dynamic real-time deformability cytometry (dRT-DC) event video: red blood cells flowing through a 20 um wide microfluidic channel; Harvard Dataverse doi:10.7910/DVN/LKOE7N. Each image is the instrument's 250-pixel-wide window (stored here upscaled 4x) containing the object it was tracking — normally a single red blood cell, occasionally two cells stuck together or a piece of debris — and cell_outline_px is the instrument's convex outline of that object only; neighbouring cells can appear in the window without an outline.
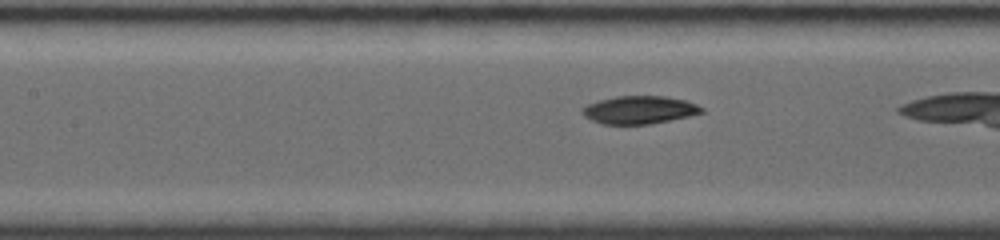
{"species": "common noctule bat (a hibernating species)", "species_latin": "Nyctalus noctula", "temperature_condition": "room temperature", "stored_images_in_passage": 24, "camera_frame_rate_fps": 4000, "um_per_image_px": 0.085, "animal": {"sex": "female", "body_mass_g": 19.0, "forearm_length_mm": 56.7}, "frame": {"image": 1, "passage_image": 8, "time_ms": 2.25, "image_size_px": [1000, 240], "cell_outline_px": [[704, 112], [688, 116], [648, 124], [604, 124], [592, 120], [584, 116], [580, 112], [580, 108], [588, 104], [600, 100], [616, 96], [664, 96], [684, 100], [696, 104], [704, 108]], "centroid_in_image_um": [54.31, 9.33], "position_along_channel_um": 153.1, "area_um2": 19.25}}
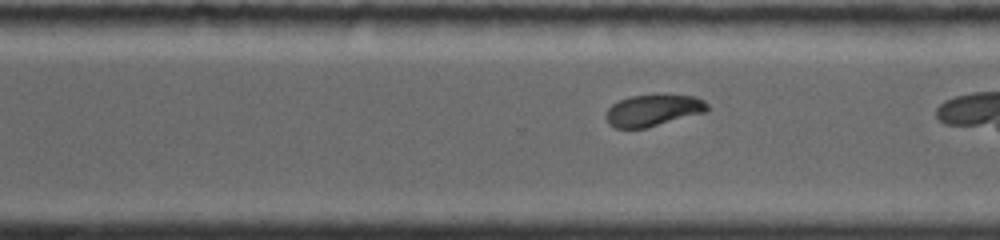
{"frame": {"image": 2, "passage_image": 21, "time_ms": 6.5, "image_size_px": [1000, 240], "cell_outline_px": [[708, 112], [644, 128], [616, 128], [608, 124], [604, 116], [608, 108], [612, 104], [620, 100], [632, 96], [692, 96], [704, 100], [708, 104]], "centroid_in_image_um": [55.5, 9.4], "position_along_channel_um": 315.1, "area_um2": 18.38}}